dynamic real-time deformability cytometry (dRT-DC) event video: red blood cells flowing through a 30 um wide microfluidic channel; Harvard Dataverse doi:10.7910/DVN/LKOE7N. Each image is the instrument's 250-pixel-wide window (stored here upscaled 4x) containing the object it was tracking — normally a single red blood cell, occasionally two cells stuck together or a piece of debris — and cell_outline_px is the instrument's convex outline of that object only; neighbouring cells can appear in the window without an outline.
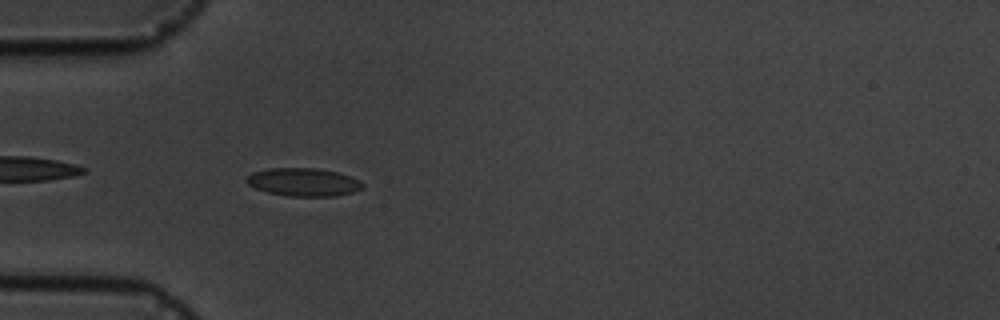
{"species": "common noctule bat (a hibernating species)", "species_latin": "Nyctalus noctula", "temperature_condition": "cold", "stored_images_in_passage": 4, "camera_frame_rate_fps": 3000, "um_per_image_px": 0.085, "animal": {"sex": "male", "body_mass_g": 19.5, "forearm_length_mm": 54.6}, "frame": {"image": 1, "passage_image": 4, "time_ms": 3.333, "image_size_px": [1000, 320], "cell_outline_px": [[364, 188], [352, 192], [336, 196], [288, 196], [268, 192], [256, 188], [248, 184], [244, 180], [252, 172], [268, 168], [316, 168], [336, 172], [360, 180], [364, 184]], "centroid_in_image_um": [25.79, 15.48], "position_along_channel_um": 59.2, "area_um2": 18.96}}